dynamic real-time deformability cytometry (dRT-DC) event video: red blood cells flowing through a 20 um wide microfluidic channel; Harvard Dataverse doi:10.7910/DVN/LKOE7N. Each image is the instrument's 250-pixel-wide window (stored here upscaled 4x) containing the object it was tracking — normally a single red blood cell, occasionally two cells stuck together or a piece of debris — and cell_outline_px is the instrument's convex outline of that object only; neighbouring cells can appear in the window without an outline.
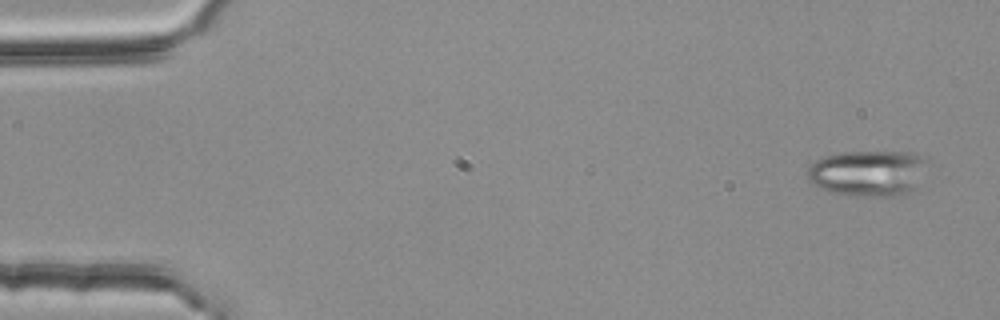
{"species": "common noctule bat (a hibernating species)", "species_latin": "Nyctalus noctula", "temperature_condition": "room temperature", "stored_images_in_passage": 6, "camera_frame_rate_fps": 3000, "um_per_image_px": 0.085, "animal": {"sex": "female", "body_mass_g": 25.1}, "frame": {"image": 1, "passage_image": 1, "time_ms": 0.0, "image_size_px": [1000, 320], "cell_outline_px": [[928, 160], [912, 188], [904, 196], [848, 196], [828, 192], [812, 184], [808, 180], [808, 168], [816, 160], [824, 156], [840, 152], [916, 152]], "centroid_in_image_um": [73.72, 14.72], "position_along_channel_um": 11.3, "area_um2": 32.14}}
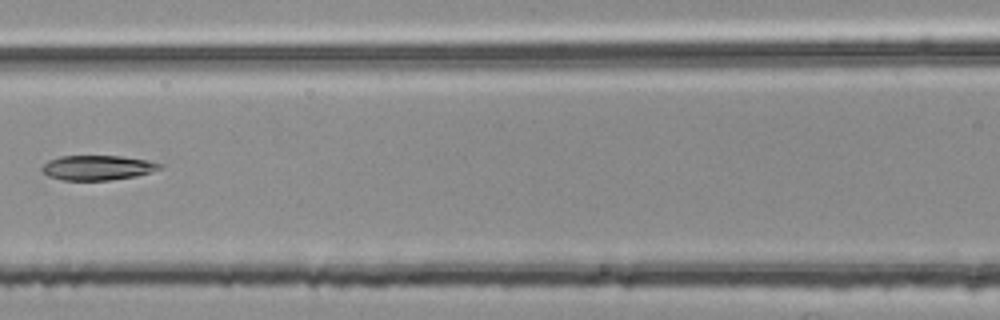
{"frame": {"image": 2, "passage_image": 6, "time_ms": 1.667, "image_size_px": [1000, 320], "cell_outline_px": [[164, 168], [136, 176], [108, 180], [64, 180], [48, 176], [40, 168], [48, 160], [60, 156], [120, 156], [148, 160], [164, 164]], "centroid_in_image_um": [8.32, 14.25], "position_along_channel_um": 158.3, "area_um2": 17.05}}